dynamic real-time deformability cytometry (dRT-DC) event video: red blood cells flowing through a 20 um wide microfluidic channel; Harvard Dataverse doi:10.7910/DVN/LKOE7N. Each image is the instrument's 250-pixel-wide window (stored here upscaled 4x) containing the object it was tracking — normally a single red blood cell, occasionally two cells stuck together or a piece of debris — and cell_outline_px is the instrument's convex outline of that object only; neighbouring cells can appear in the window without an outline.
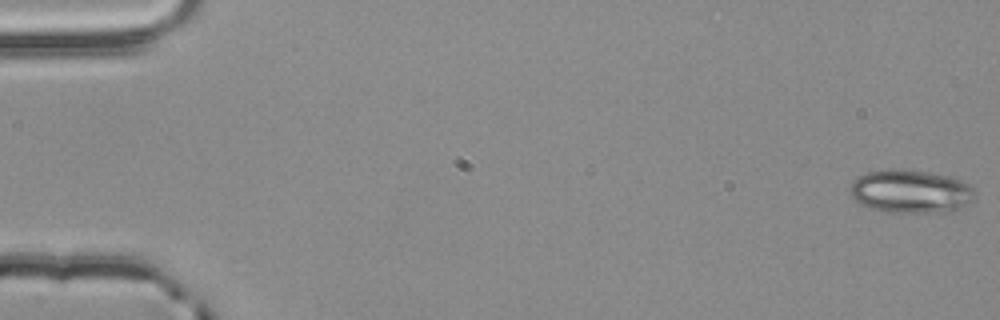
{"species": "common noctule bat (a hibernating species)", "species_latin": "Nyctalus noctula", "temperature_condition": "room temperature", "stored_images_in_passage": 4, "camera_frame_rate_fps": 3000, "um_per_image_px": 0.085, "animal": {"sex": "male", "body_mass_g": 20.4}, "frame": {"image": 1, "passage_image": 1, "time_ms": 0.0, "image_size_px": [1000, 320], "cell_outline_px": [[976, 196], [968, 204], [956, 208], [928, 212], [888, 212], [872, 208], [860, 204], [852, 196], [848, 188], [852, 180], [868, 172], [888, 168], [924, 172], [944, 176], [960, 180], [968, 184], [976, 192]], "centroid_in_image_um": [77.34, 16.26], "position_along_channel_um": 7.7, "area_um2": 30.87}}